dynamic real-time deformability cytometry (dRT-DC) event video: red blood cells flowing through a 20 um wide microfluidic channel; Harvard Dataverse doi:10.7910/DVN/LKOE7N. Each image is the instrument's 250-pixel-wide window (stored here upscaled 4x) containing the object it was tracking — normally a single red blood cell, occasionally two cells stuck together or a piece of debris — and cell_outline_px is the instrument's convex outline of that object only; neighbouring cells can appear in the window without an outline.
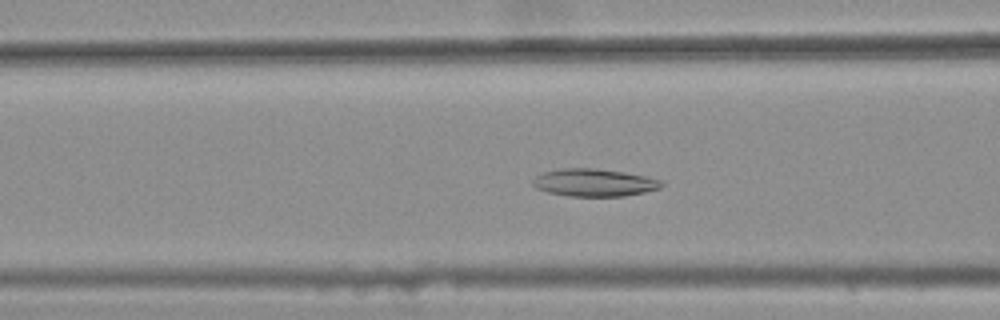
{"species": "common noctule bat (a hibernating species)", "species_latin": "Nyctalus noctula", "temperature_condition": "warm", "stored_images_in_passage": 45, "camera_frame_rate_fps": 3000, "um_per_image_px": 0.085, "animal": {"sex": "female", "body_mass_g": 25.1}, "frame": {"image": 1, "passage_image": 21, "time_ms": 6.667, "image_size_px": [1000, 320], "cell_outline_px": [[664, 184], [660, 188], [644, 192], [624, 196], [568, 196], [548, 192], [536, 188], [532, 184], [532, 180], [536, 176], [544, 172], [564, 168], [596, 168], [624, 172], [644, 176], [660, 180]], "centroid_in_image_um": [50.49, 15.52], "position_along_channel_um": 116.1, "area_um2": 20.58}}
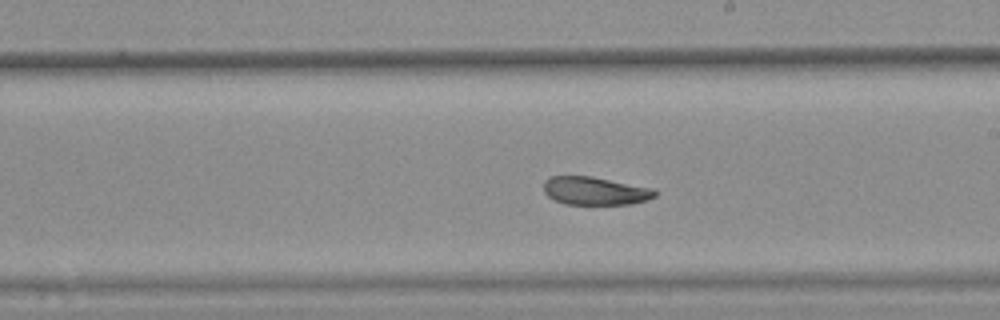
{"frame": {"image": 2, "passage_image": 31, "time_ms": 10.0, "image_size_px": [1000, 320], "cell_outline_px": [[660, 192], [656, 196], [648, 200], [632, 204], [564, 204], [548, 196], [544, 192], [544, 180], [552, 176], [592, 176], [656, 188]], "centroid_in_image_um": [50.66, 16.22], "position_along_channel_um": 238.3, "area_um2": 18.55}}
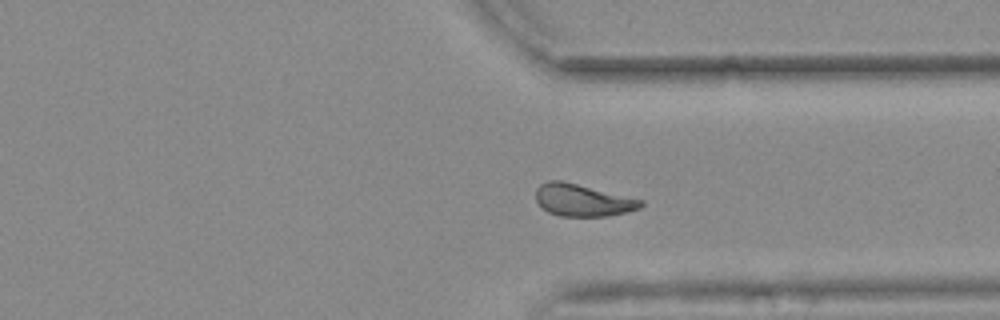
{"frame": {"image": 3, "passage_image": 41, "time_ms": 13.333, "image_size_px": [1000, 320], "cell_outline_px": [[644, 204], [640, 208], [628, 212], [608, 216], [560, 216], [548, 212], [536, 200], [536, 188], [540, 184], [548, 180], [560, 180], [644, 200]], "centroid_in_image_um": [49.54, 17.02], "position_along_channel_um": 361.9, "area_um2": 19.59}, "authors_computed_cell_mechanics": {"area_um2": 20.519, "velocity_mm_per_s": 3.6854, "shape_relaxation_time_tau1_ms": null, "shape_relaxation_time_tau2_ms": 1.6058, "deformation_change_tau1": null, "deformation_change_tau2": 0.0692}}